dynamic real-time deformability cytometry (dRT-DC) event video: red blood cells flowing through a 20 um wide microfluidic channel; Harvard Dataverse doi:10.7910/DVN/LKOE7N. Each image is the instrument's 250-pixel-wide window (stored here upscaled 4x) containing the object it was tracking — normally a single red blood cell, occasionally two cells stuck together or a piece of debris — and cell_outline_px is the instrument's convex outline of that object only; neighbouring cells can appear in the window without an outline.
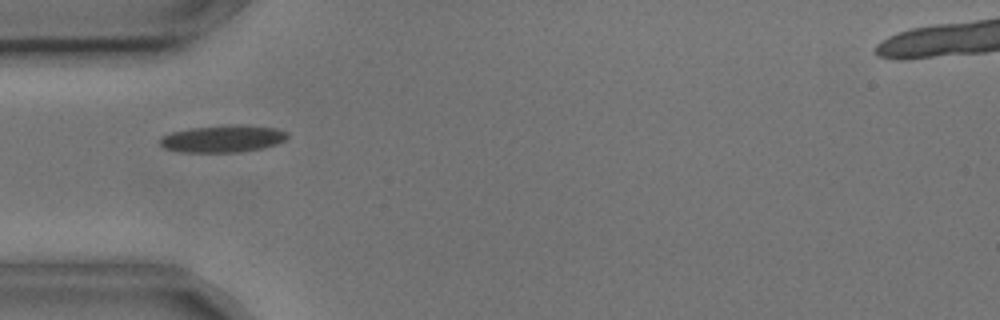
{"species": "common noctule bat (a hibernating species)", "species_latin": "Nyctalus noctula", "temperature_condition": "cold", "stored_images_in_passage": 6, "camera_frame_rate_fps": 3000, "um_per_image_px": 0.085, "animal": {"sex": "male", "body_mass_g": 17.9, "forearm_length_mm": 54.2}, "frame": {"image": 1, "passage_image": 5, "time_ms": 1.333, "image_size_px": [1000, 320], "cell_outline_px": [[288, 136], [284, 140], [276, 144], [264, 148], [240, 152], [180, 152], [164, 148], [160, 144], [160, 136], [172, 132], [188, 128], [228, 124], [244, 124], [276, 128], [288, 132]], "centroid_in_image_um": [18.94, 11.78], "position_along_channel_um": 66.1, "area_um2": 20.52}}